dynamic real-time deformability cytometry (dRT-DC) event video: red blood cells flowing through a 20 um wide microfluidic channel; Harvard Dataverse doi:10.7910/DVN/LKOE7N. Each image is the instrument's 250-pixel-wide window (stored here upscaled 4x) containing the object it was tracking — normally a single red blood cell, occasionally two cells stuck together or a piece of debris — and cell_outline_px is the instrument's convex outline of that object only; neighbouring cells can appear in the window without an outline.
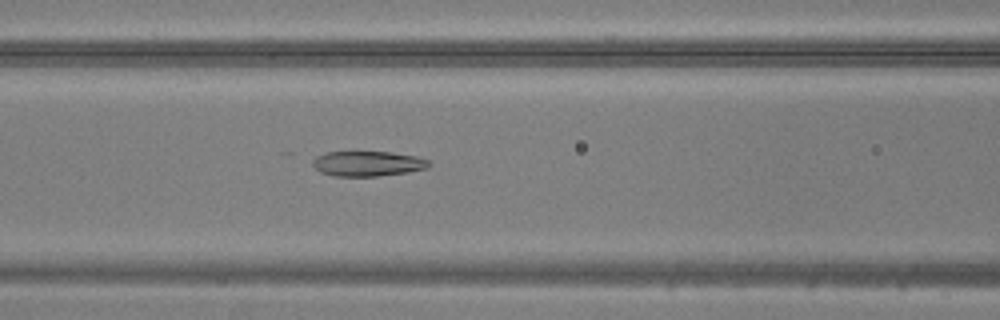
{"species": "common noctule bat (a hibernating species)", "species_latin": "Nyctalus noctula", "temperature_condition": "warm", "stored_images_in_passage": 27, "camera_frame_rate_fps": 3000, "um_per_image_px": 0.085, "animal": {"sex": "male", "body_mass_g": 20.5, "forearm_length_mm": 52.5}, "frame": {"image": 1, "passage_image": 12, "time_ms": 3.667, "image_size_px": [1000, 320], "cell_outline_px": [[432, 164], [428, 168], [408, 172], [376, 176], [332, 176], [320, 172], [312, 164], [312, 160], [316, 156], [324, 152], [392, 152], [416, 156], [428, 160]], "centroid_in_image_um": [31.25, 13.91], "position_along_channel_um": 135.3, "area_um2": 17.11}}
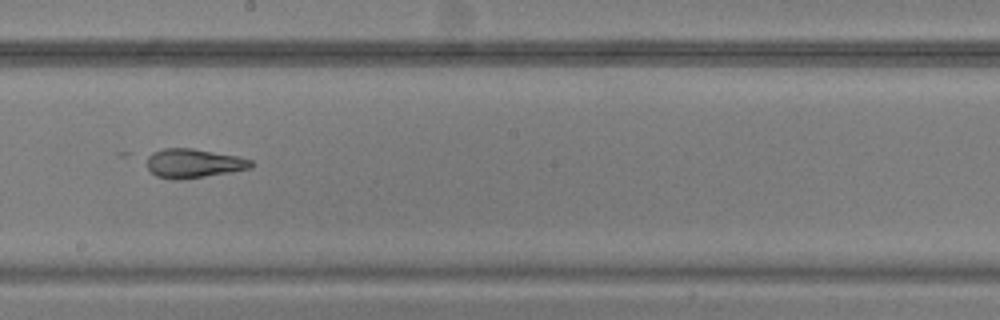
{"frame": {"image": 2, "passage_image": 19, "time_ms": 6.0, "image_size_px": [1000, 320], "cell_outline_px": [[252, 168], [232, 172], [180, 180], [176, 180], [156, 176], [148, 168], [148, 156], [152, 152], [164, 148], [192, 148], [240, 156], [252, 160]], "centroid_in_image_um": [16.48, 13.88], "position_along_channel_um": 231.7, "area_um2": 17.74}}
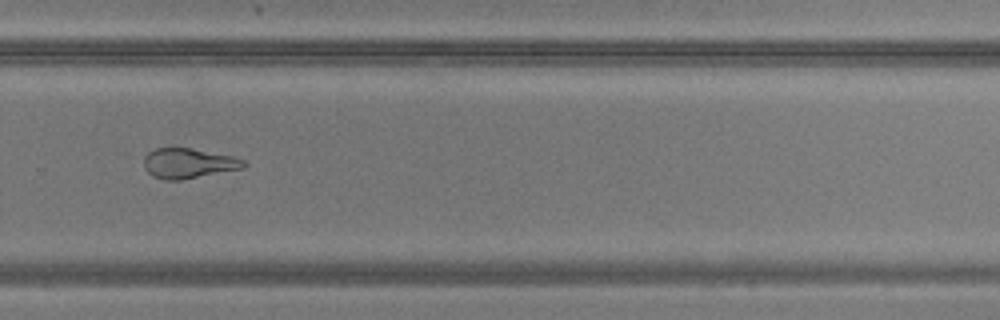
{"frame": {"image": 3, "passage_image": 25, "time_ms": 8.0, "image_size_px": [1000, 320], "cell_outline_px": [[248, 164], [244, 168], [180, 180], [164, 180], [152, 176], [144, 168], [144, 156], [148, 152], [156, 148], [188, 148], [232, 156], [244, 160]], "centroid_in_image_um": [16.0, 13.89], "position_along_channel_um": 313.8, "area_um2": 17.4}}